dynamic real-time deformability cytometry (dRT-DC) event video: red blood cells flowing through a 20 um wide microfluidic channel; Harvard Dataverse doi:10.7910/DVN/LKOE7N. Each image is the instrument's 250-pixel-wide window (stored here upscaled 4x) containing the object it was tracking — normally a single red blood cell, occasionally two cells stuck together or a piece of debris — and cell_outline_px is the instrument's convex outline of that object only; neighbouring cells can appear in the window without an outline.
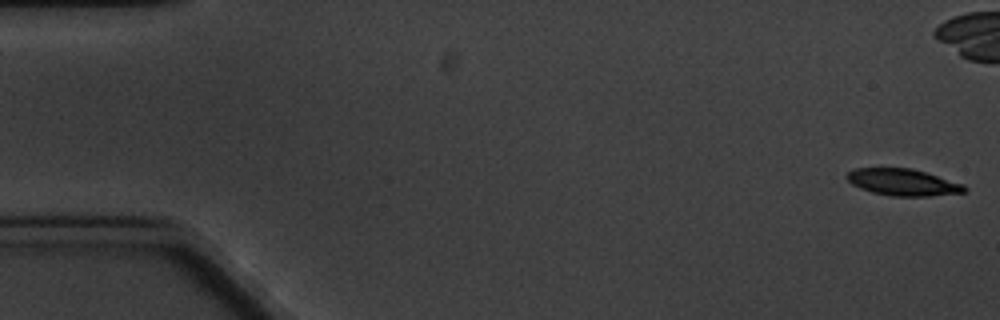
{"species": "common noctule bat (a hibernating species)", "species_latin": "Nyctalus noctula", "temperature_condition": "cold", "stored_images_in_passage": 6, "camera_frame_rate_fps": 3000, "um_per_image_px": 0.085, "animal": {"sex": "male", "body_mass_g": 20.1, "forearm_length_mm": 53.5}, "frame": {"image": 1, "passage_image": 1, "time_ms": 0.0, "image_size_px": [1000, 320], "cell_outline_px": [[968, 188], [964, 192], [928, 196], [892, 196], [872, 192], [860, 188], [852, 184], [848, 180], [848, 172], [856, 168], [912, 168], [964, 184]], "centroid_in_image_um": [76.77, 15.49], "position_along_channel_um": 8.2, "area_um2": 18.15}}